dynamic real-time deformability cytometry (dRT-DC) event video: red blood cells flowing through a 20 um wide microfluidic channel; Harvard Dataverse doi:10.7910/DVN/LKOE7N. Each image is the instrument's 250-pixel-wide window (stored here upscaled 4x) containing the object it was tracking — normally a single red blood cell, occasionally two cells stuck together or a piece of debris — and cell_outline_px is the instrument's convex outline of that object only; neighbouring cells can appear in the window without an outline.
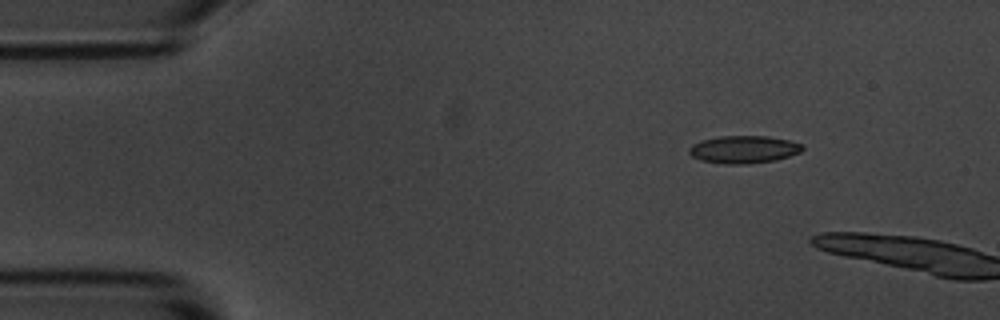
{"species": "common noctule bat (a hibernating species)", "species_latin": "Nyctalus noctula", "temperature_condition": "room temperature", "stored_images_in_passage": 2, "camera_frame_rate_fps": 3000, "um_per_image_px": 0.085, "animal": {"sex": "male", "body_mass_g": 20.1, "forearm_length_mm": 53.5}, "frame": {"image": 1, "passage_image": 1, "time_ms": 0.0, "image_size_px": [1000, 320], "cell_outline_px": [[804, 148], [800, 152], [776, 160], [748, 164], [724, 164], [700, 160], [692, 156], [688, 152], [688, 148], [692, 144], [700, 140], [720, 136], [768, 136], [788, 140], [804, 144]], "centroid_in_image_um": [63.2, 12.7], "position_along_channel_um": 21.8, "area_um2": 18.38}}